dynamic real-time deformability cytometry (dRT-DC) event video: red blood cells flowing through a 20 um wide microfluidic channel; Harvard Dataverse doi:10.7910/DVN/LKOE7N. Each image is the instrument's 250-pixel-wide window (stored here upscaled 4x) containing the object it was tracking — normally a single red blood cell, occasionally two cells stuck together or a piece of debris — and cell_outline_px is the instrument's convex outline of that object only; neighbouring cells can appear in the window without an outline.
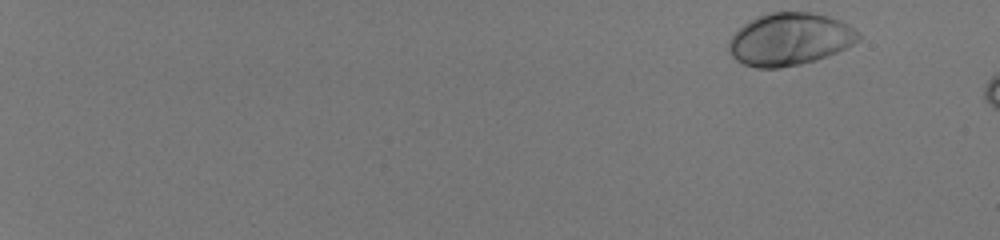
{"species": "human", "species_latin": "Homo sapiens", "temperature_condition": "room temperature", "stored_images_in_passage": 9, "camera_frame_rate_fps": 3000, "um_per_image_px": 0.085, "donor": {"sex": "male"}, "frame": {"image": 1, "passage_image": 1, "time_ms": 0.0, "image_size_px": [1000, 240], "cell_outline_px": [[860, 40], [836, 52], [816, 60], [800, 64], [780, 68], [756, 68], [744, 64], [736, 60], [728, 52], [728, 40], [748, 20], [756, 16], [768, 12], [812, 12], [828, 16], [840, 20], [848, 24], [860, 32]], "centroid_in_image_um": [67.11, 3.33], "position_along_channel_um": 17.9, "area_um2": 39.82}}